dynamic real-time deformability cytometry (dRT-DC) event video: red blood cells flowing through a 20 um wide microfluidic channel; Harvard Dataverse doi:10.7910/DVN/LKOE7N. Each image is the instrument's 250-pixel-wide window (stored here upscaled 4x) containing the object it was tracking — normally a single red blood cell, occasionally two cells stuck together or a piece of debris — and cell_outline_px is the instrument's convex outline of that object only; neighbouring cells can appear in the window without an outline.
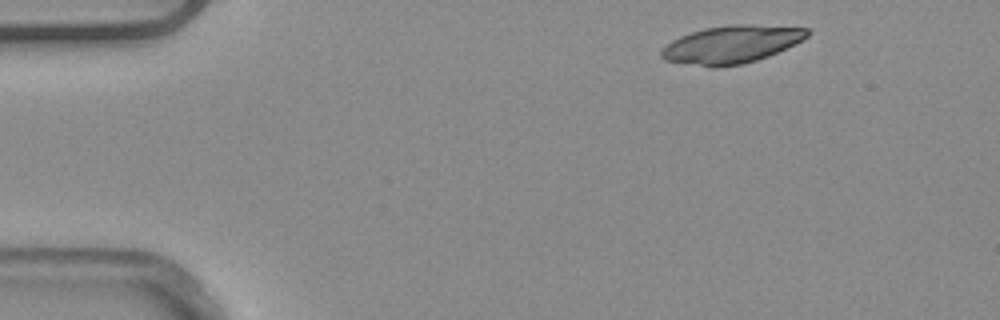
{"species": "common noctule bat (a hibernating species)", "species_latin": "Nyctalus noctula", "temperature_condition": "warm", "stored_images_in_passage": 3, "camera_frame_rate_fps": 3000, "um_per_image_px": 0.085, "animal": {"sex": "male", "body_mass_g": 20.4}, "frame": {"image": 1, "passage_image": 1, "time_ms": 0.0, "image_size_px": [1000, 320], "cell_outline_px": [[812, 32], [808, 36], [768, 56], [756, 60], [740, 64], [716, 68], [712, 68], [664, 60], [660, 56], [660, 52], [672, 40], [680, 36], [704, 28], [728, 24], [752, 24], [808, 28]], "centroid_in_image_um": [62.15, 3.77], "position_along_channel_um": 22.9, "area_um2": 31.96}}